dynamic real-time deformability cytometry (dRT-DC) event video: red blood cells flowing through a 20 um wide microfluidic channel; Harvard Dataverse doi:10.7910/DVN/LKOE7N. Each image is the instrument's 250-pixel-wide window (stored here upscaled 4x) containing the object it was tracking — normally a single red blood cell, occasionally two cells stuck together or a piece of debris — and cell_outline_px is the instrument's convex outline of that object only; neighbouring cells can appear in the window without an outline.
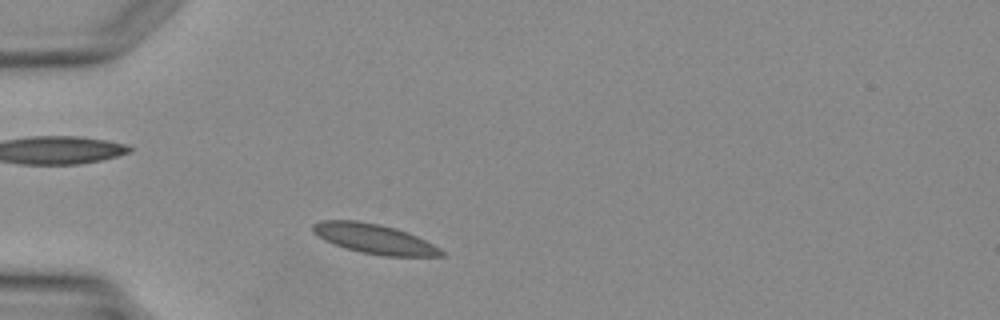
{"species": "Egyptian fruit bat (a non-hibernating species)", "species_latin": "Rousettus aegyptiacus", "temperature_condition": "warm", "stored_images_in_passage": 2, "camera_frame_rate_fps": 3000, "um_per_image_px": 0.085, "animal": {"sex": "female"}, "frame": {"image": 1, "passage_image": 2, "time_ms": 1.0, "image_size_px": [1000, 320], "cell_outline_px": [[444, 256], [384, 256], [360, 252], [344, 248], [324, 240], [312, 232], [312, 224], [320, 220], [356, 220], [380, 224], [396, 228], [408, 232], [440, 248], [444, 252]], "centroid_in_image_um": [31.78, 20.29], "position_along_channel_um": 53.2, "area_um2": 22.31}}